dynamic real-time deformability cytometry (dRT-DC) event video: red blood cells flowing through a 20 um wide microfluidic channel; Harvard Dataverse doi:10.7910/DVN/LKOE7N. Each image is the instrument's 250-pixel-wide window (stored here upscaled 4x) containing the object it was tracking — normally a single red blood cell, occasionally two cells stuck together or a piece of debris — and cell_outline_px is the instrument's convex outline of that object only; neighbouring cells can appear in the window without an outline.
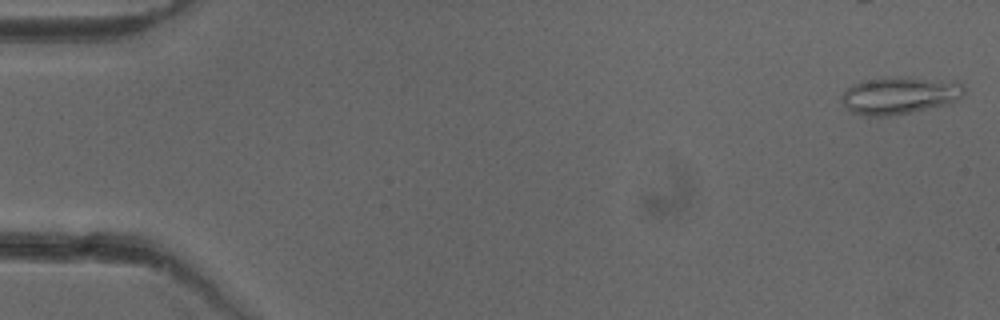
{"species": "common noctule bat (a hibernating species)", "species_latin": "Nyctalus noctula", "temperature_condition": "cold", "stored_images_in_passage": 40, "camera_frame_rate_fps": 3000, "um_per_image_px": 0.085, "animal": {"sex": "female"}, "frame": {"image": 1, "passage_image": 1, "time_ms": 0.0, "image_size_px": [1000, 320], "cell_outline_px": [[964, 96], [956, 100], [944, 104], [912, 112], [888, 116], [864, 116], [848, 112], [840, 96], [852, 84], [860, 80], [884, 76], [908, 76], [956, 80], [964, 88]], "centroid_in_image_um": [76.43, 8.07], "position_along_channel_um": 8.6, "area_um2": 27.4}}
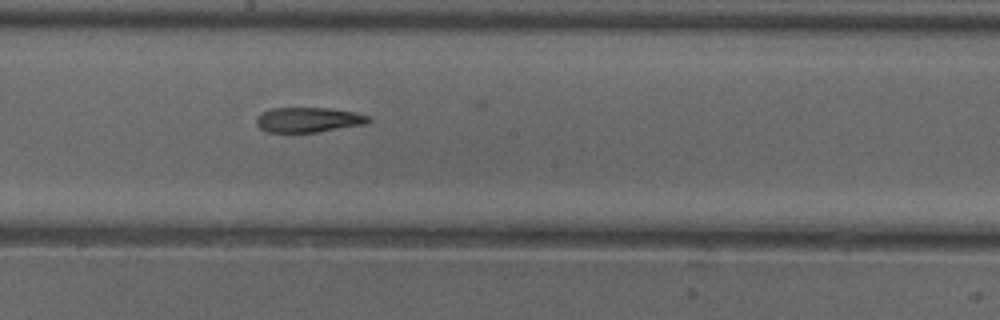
{"frame": {"image": 2, "passage_image": 28, "time_ms": 9.0, "image_size_px": [1000, 320], "cell_outline_px": [[372, 120], [368, 124], [316, 132], [268, 132], [260, 128], [256, 124], [256, 116], [260, 112], [272, 108], [328, 108], [352, 112], [368, 116]], "centroid_in_image_um": [26.19, 10.18], "position_along_channel_um": 222.0, "area_um2": 16.36}}
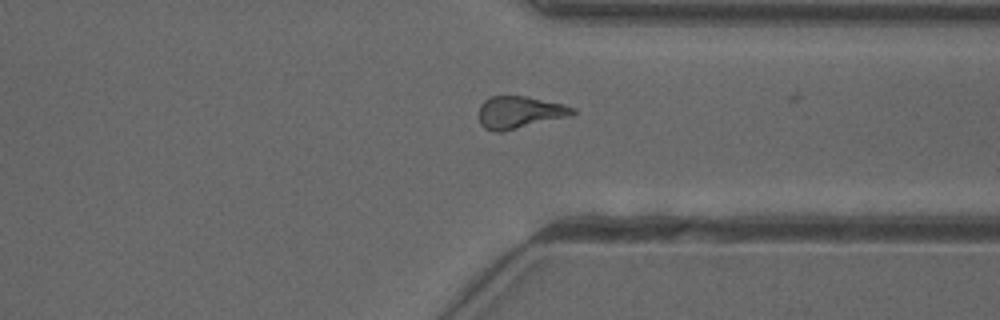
{"frame": {"image": 3, "passage_image": 39, "time_ms": 12.667, "image_size_px": [1000, 320], "cell_outline_px": [[576, 112], [572, 116], [504, 132], [492, 132], [484, 128], [480, 124], [480, 104], [484, 100], [492, 96], [524, 96], [564, 104], [576, 108]], "centroid_in_image_um": [44.19, 9.57], "position_along_channel_um": 367.2, "area_um2": 17.92}}